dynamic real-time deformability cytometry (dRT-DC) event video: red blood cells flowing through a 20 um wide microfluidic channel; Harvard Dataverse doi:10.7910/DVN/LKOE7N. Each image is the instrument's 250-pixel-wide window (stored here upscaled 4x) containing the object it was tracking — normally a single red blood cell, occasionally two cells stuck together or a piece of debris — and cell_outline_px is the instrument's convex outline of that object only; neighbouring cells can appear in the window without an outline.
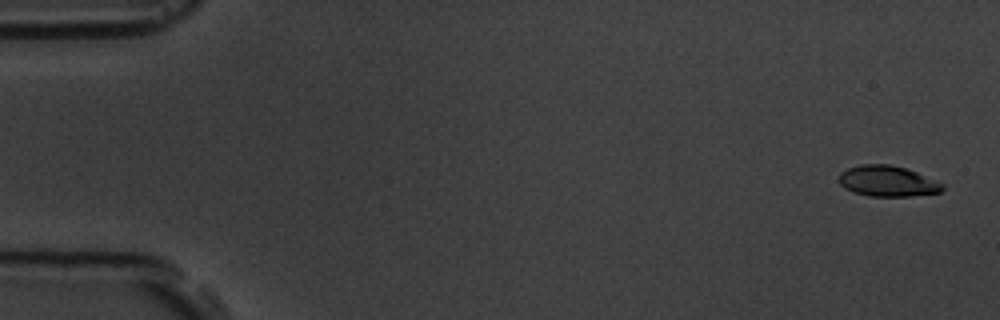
{"species": "common noctule bat (a hibernating species)", "species_latin": "Nyctalus noctula", "temperature_condition": "room temperature", "stored_images_in_passage": 15, "camera_frame_rate_fps": 3000, "um_per_image_px": 0.085, "animal": {"sex": "male", "body_mass_g": 19.5, "forearm_length_mm": 54.6}, "frame": {"image": 1, "passage_image": 1, "time_ms": 0.0, "image_size_px": [1000, 320], "cell_outline_px": [[944, 188], [940, 192], [912, 196], [868, 196], [852, 192], [844, 188], [840, 184], [840, 172], [848, 168], [860, 164], [888, 164], [904, 168], [916, 172], [944, 184]], "centroid_in_image_um": [75.42, 15.4], "position_along_channel_um": 9.6, "area_um2": 18.5}}
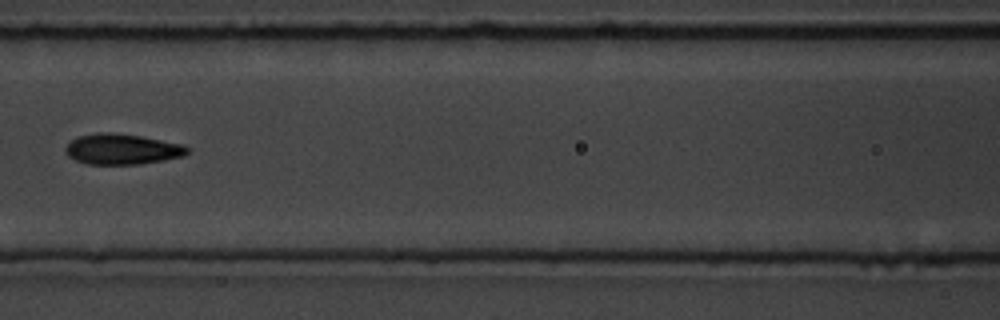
{"frame": {"image": 2, "passage_image": 7, "time_ms": 8.0, "image_size_px": [1000, 320], "cell_outline_px": [[192, 148], [184, 156], [164, 160], [140, 164], [88, 164], [76, 160], [68, 156], [64, 148], [72, 140], [80, 136], [96, 132], [112, 132], [140, 136], [184, 144]], "centroid_in_image_um": [10.42, 12.67], "position_along_channel_um": 156.2, "area_um2": 21.79}}
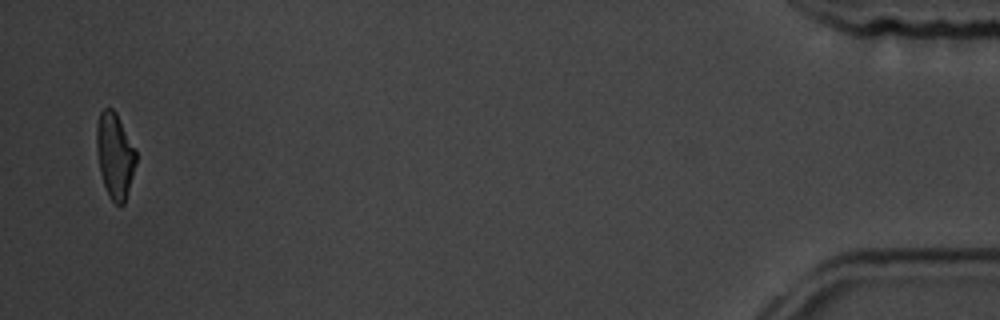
{"frame": {"image": 3, "passage_image": 15, "time_ms": 18.0, "image_size_px": [1000, 320], "cell_outline_px": [[136, 164], [124, 204], [116, 204], [108, 196], [100, 172], [96, 148], [96, 124], [100, 112], [104, 108], [112, 108], [116, 112], [136, 148]], "centroid_in_image_um": [9.76, 13.18], "position_along_channel_um": 425.4, "area_um2": 19.77}, "authors_computed_cell_mechanics": {"area_um2": 20.519, "velocity_mm_per_s": 3.5818, "shape_relaxation_time_tau1_ms": 3.912, "shape_relaxation_time_tau2_ms": 2.1356, "deformation_change_tau1": 0.1172, "deformation_change_tau2": 0.0441}}